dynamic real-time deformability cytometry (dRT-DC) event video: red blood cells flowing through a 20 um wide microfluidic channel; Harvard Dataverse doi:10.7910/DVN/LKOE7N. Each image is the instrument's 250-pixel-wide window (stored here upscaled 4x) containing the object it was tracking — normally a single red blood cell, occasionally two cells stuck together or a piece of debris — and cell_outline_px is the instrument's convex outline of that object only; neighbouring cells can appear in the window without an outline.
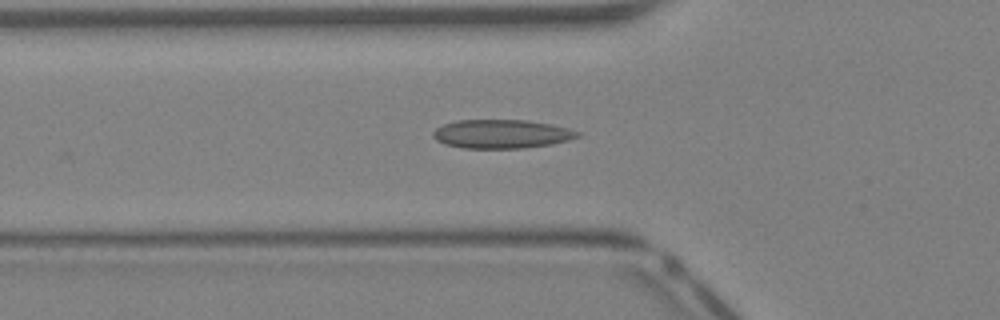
{"species": "Egyptian fruit bat (a non-hibernating species)", "species_latin": "Rousettus aegyptiacus", "temperature_condition": "warm", "stored_images_in_passage": 27, "camera_frame_rate_fps": 3000, "um_per_image_px": 0.085, "animal": {"sex": "female"}, "frame": {"image": 1, "passage_image": 9, "time_ms": 2.667, "image_size_px": [1000, 320], "cell_outline_px": [[580, 136], [568, 140], [552, 144], [524, 148], [460, 148], [444, 144], [436, 140], [432, 136], [432, 132], [436, 128], [444, 124], [456, 120], [524, 120], [548, 124], [568, 128], [580, 132]], "centroid_in_image_um": [42.59, 11.39], "position_along_channel_um": 83.2, "area_um2": 24.22}}
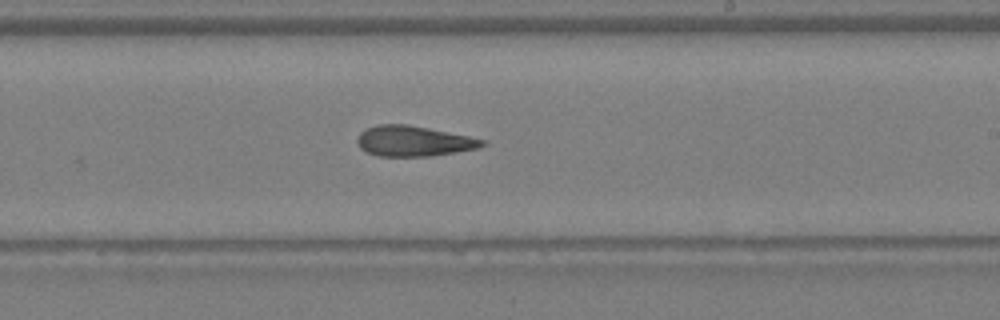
{"frame": {"image": 2, "passage_image": 19, "time_ms": 6.0, "image_size_px": [1000, 320], "cell_outline_px": [[488, 144], [476, 148], [456, 152], [432, 156], [376, 156], [360, 148], [356, 140], [360, 132], [376, 124], [408, 124], [468, 136], [484, 140]], "centroid_in_image_um": [35.13, 11.99], "position_along_channel_um": 253.9, "area_um2": 22.08}}
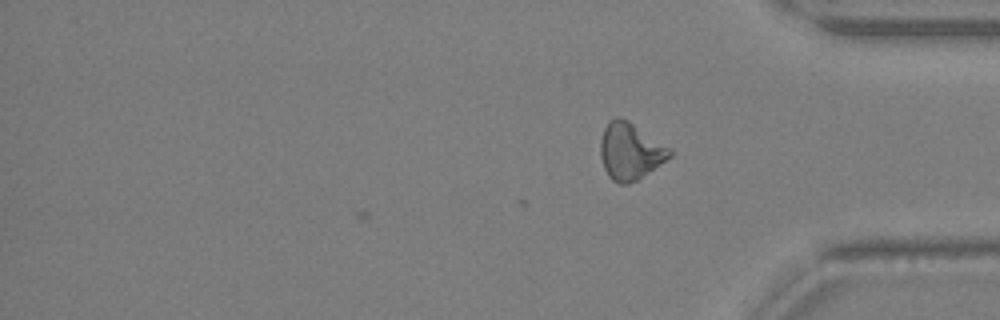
{"frame": {"image": 3, "passage_image": 27, "time_ms": 8.667, "image_size_px": [1000, 320], "cell_outline_px": [[672, 156], [636, 180], [628, 184], [620, 184], [612, 180], [608, 176], [604, 168], [600, 156], [600, 140], [604, 128], [608, 120], [616, 116], [620, 116], [628, 120], [672, 148]], "centroid_in_image_um": [53.55, 12.83], "position_along_channel_um": 381.6, "area_um2": 23.12}}